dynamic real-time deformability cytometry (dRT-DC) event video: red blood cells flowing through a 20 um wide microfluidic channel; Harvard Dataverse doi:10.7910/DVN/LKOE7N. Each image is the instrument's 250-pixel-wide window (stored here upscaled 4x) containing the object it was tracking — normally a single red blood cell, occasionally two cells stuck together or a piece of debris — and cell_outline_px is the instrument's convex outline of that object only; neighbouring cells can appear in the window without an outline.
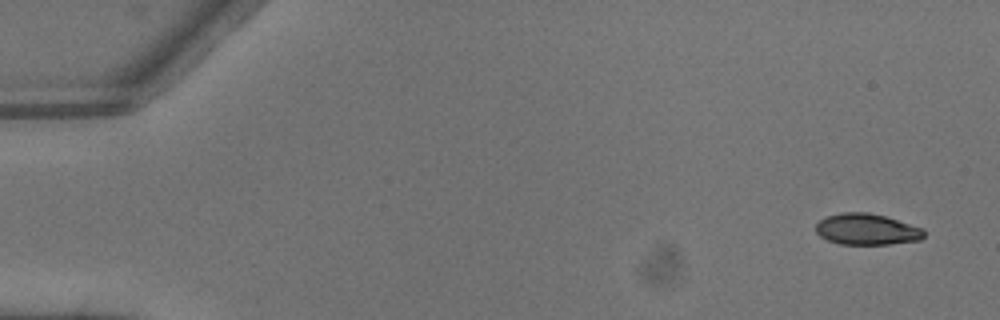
{"species": "common noctule bat (a hibernating species)", "species_latin": "Nyctalus noctula", "temperature_condition": "warm", "stored_images_in_passage": 5, "camera_frame_rate_fps": 3000, "um_per_image_px": 0.085, "animal": {"sex": "male", "body_mass_g": 13.3}, "frame": {"image": 1, "passage_image": 1, "time_ms": 0.0, "image_size_px": [1000, 320], "cell_outline_px": [[924, 236], [920, 240], [888, 244], [840, 244], [828, 240], [820, 236], [816, 232], [816, 224], [820, 220], [828, 216], [844, 212], [868, 212], [884, 216], [924, 228]], "centroid_in_image_um": [73.68, 19.49], "position_along_channel_um": 11.3, "area_um2": 19.54}}
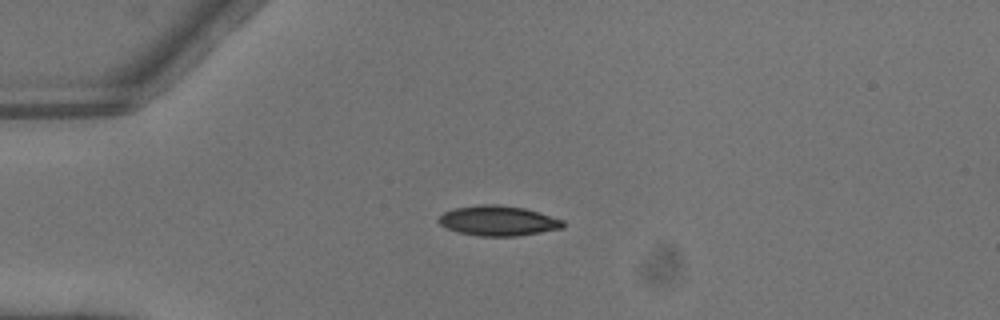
{"frame": {"image": 2, "passage_image": 3, "time_ms": 0.667, "image_size_px": [1000, 320], "cell_outline_px": [[564, 228], [516, 236], [480, 236], [456, 232], [440, 224], [436, 220], [444, 212], [452, 208], [480, 204], [496, 204], [524, 208], [540, 212], [564, 220]], "centroid_in_image_um": [42.33, 18.76], "position_along_channel_um": 42.7, "area_um2": 21.91}}
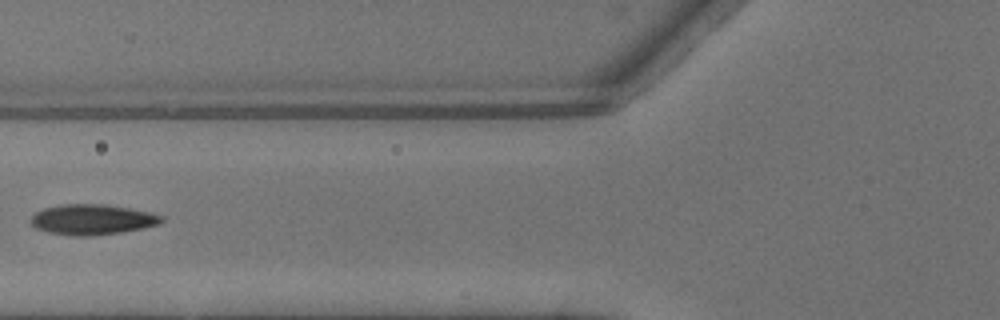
{"frame": {"image": 3, "passage_image": 5, "time_ms": 1.333, "image_size_px": [1000, 320], "cell_outline_px": [[164, 220], [160, 224], [144, 228], [120, 232], [92, 236], [72, 236], [48, 232], [36, 228], [32, 224], [32, 216], [36, 212], [44, 208], [60, 204], [104, 204], [152, 212], [164, 216]], "centroid_in_image_um": [7.88, 18.66], "position_along_channel_um": 117.9, "area_um2": 23.24}}